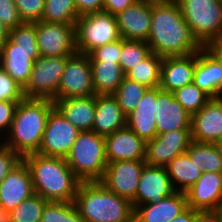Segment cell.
<instances>
[{
	"mask_svg": "<svg viewBox=\"0 0 222 222\" xmlns=\"http://www.w3.org/2000/svg\"><path fill=\"white\" fill-rule=\"evenodd\" d=\"M0 21L10 30L23 23L14 0H0Z\"/></svg>",
	"mask_w": 222,
	"mask_h": 222,
	"instance_id": "obj_42",
	"label": "cell"
},
{
	"mask_svg": "<svg viewBox=\"0 0 222 222\" xmlns=\"http://www.w3.org/2000/svg\"><path fill=\"white\" fill-rule=\"evenodd\" d=\"M173 95L190 115L197 113L211 99L193 82L176 89Z\"/></svg>",
	"mask_w": 222,
	"mask_h": 222,
	"instance_id": "obj_36",
	"label": "cell"
},
{
	"mask_svg": "<svg viewBox=\"0 0 222 222\" xmlns=\"http://www.w3.org/2000/svg\"><path fill=\"white\" fill-rule=\"evenodd\" d=\"M170 181L178 192H185L202 176V166L190 159L187 152L177 155L165 166Z\"/></svg>",
	"mask_w": 222,
	"mask_h": 222,
	"instance_id": "obj_29",
	"label": "cell"
},
{
	"mask_svg": "<svg viewBox=\"0 0 222 222\" xmlns=\"http://www.w3.org/2000/svg\"><path fill=\"white\" fill-rule=\"evenodd\" d=\"M218 145H219V147H220V149L222 151V140L218 143Z\"/></svg>",
	"mask_w": 222,
	"mask_h": 222,
	"instance_id": "obj_52",
	"label": "cell"
},
{
	"mask_svg": "<svg viewBox=\"0 0 222 222\" xmlns=\"http://www.w3.org/2000/svg\"><path fill=\"white\" fill-rule=\"evenodd\" d=\"M193 83L211 98L222 97V64L206 47L196 52Z\"/></svg>",
	"mask_w": 222,
	"mask_h": 222,
	"instance_id": "obj_23",
	"label": "cell"
},
{
	"mask_svg": "<svg viewBox=\"0 0 222 222\" xmlns=\"http://www.w3.org/2000/svg\"><path fill=\"white\" fill-rule=\"evenodd\" d=\"M163 57L151 53L137 66L131 68L125 77L137 81L147 87H156L160 85L161 66Z\"/></svg>",
	"mask_w": 222,
	"mask_h": 222,
	"instance_id": "obj_31",
	"label": "cell"
},
{
	"mask_svg": "<svg viewBox=\"0 0 222 222\" xmlns=\"http://www.w3.org/2000/svg\"><path fill=\"white\" fill-rule=\"evenodd\" d=\"M145 161L123 160L108 163L99 181L111 192L129 201L135 199Z\"/></svg>",
	"mask_w": 222,
	"mask_h": 222,
	"instance_id": "obj_14",
	"label": "cell"
},
{
	"mask_svg": "<svg viewBox=\"0 0 222 222\" xmlns=\"http://www.w3.org/2000/svg\"><path fill=\"white\" fill-rule=\"evenodd\" d=\"M19 102L20 101L0 100V135H3L2 138L5 137L11 127L14 113Z\"/></svg>",
	"mask_w": 222,
	"mask_h": 222,
	"instance_id": "obj_43",
	"label": "cell"
},
{
	"mask_svg": "<svg viewBox=\"0 0 222 222\" xmlns=\"http://www.w3.org/2000/svg\"><path fill=\"white\" fill-rule=\"evenodd\" d=\"M137 0H104L103 10L113 15L132 6Z\"/></svg>",
	"mask_w": 222,
	"mask_h": 222,
	"instance_id": "obj_45",
	"label": "cell"
},
{
	"mask_svg": "<svg viewBox=\"0 0 222 222\" xmlns=\"http://www.w3.org/2000/svg\"><path fill=\"white\" fill-rule=\"evenodd\" d=\"M198 222H220V220L213 212H206L199 217Z\"/></svg>",
	"mask_w": 222,
	"mask_h": 222,
	"instance_id": "obj_49",
	"label": "cell"
},
{
	"mask_svg": "<svg viewBox=\"0 0 222 222\" xmlns=\"http://www.w3.org/2000/svg\"><path fill=\"white\" fill-rule=\"evenodd\" d=\"M10 29L0 21V49L9 39Z\"/></svg>",
	"mask_w": 222,
	"mask_h": 222,
	"instance_id": "obj_48",
	"label": "cell"
},
{
	"mask_svg": "<svg viewBox=\"0 0 222 222\" xmlns=\"http://www.w3.org/2000/svg\"><path fill=\"white\" fill-rule=\"evenodd\" d=\"M196 52L183 56L163 57L161 66L160 89L174 92L193 82Z\"/></svg>",
	"mask_w": 222,
	"mask_h": 222,
	"instance_id": "obj_24",
	"label": "cell"
},
{
	"mask_svg": "<svg viewBox=\"0 0 222 222\" xmlns=\"http://www.w3.org/2000/svg\"><path fill=\"white\" fill-rule=\"evenodd\" d=\"M36 35L40 56H71L77 53L74 24L38 21Z\"/></svg>",
	"mask_w": 222,
	"mask_h": 222,
	"instance_id": "obj_11",
	"label": "cell"
},
{
	"mask_svg": "<svg viewBox=\"0 0 222 222\" xmlns=\"http://www.w3.org/2000/svg\"><path fill=\"white\" fill-rule=\"evenodd\" d=\"M148 87L124 77L116 92L113 94L125 116L130 114L136 107L137 103L143 97Z\"/></svg>",
	"mask_w": 222,
	"mask_h": 222,
	"instance_id": "obj_34",
	"label": "cell"
},
{
	"mask_svg": "<svg viewBox=\"0 0 222 222\" xmlns=\"http://www.w3.org/2000/svg\"><path fill=\"white\" fill-rule=\"evenodd\" d=\"M75 37L77 52L87 55L97 47L121 39L116 16L104 10L79 16Z\"/></svg>",
	"mask_w": 222,
	"mask_h": 222,
	"instance_id": "obj_8",
	"label": "cell"
},
{
	"mask_svg": "<svg viewBox=\"0 0 222 222\" xmlns=\"http://www.w3.org/2000/svg\"><path fill=\"white\" fill-rule=\"evenodd\" d=\"M190 132L195 142L218 144L222 140V97L211 98L191 115Z\"/></svg>",
	"mask_w": 222,
	"mask_h": 222,
	"instance_id": "obj_16",
	"label": "cell"
},
{
	"mask_svg": "<svg viewBox=\"0 0 222 222\" xmlns=\"http://www.w3.org/2000/svg\"><path fill=\"white\" fill-rule=\"evenodd\" d=\"M54 106L80 131H92L95 116V95L56 99Z\"/></svg>",
	"mask_w": 222,
	"mask_h": 222,
	"instance_id": "obj_27",
	"label": "cell"
},
{
	"mask_svg": "<svg viewBox=\"0 0 222 222\" xmlns=\"http://www.w3.org/2000/svg\"><path fill=\"white\" fill-rule=\"evenodd\" d=\"M150 46L142 40H126L121 38V52L119 64L126 74L151 54Z\"/></svg>",
	"mask_w": 222,
	"mask_h": 222,
	"instance_id": "obj_33",
	"label": "cell"
},
{
	"mask_svg": "<svg viewBox=\"0 0 222 222\" xmlns=\"http://www.w3.org/2000/svg\"><path fill=\"white\" fill-rule=\"evenodd\" d=\"M126 127L123 114L114 95H95V116L92 131L107 136Z\"/></svg>",
	"mask_w": 222,
	"mask_h": 222,
	"instance_id": "obj_26",
	"label": "cell"
},
{
	"mask_svg": "<svg viewBox=\"0 0 222 222\" xmlns=\"http://www.w3.org/2000/svg\"><path fill=\"white\" fill-rule=\"evenodd\" d=\"M188 208L185 192H176L156 204L134 206V222H169Z\"/></svg>",
	"mask_w": 222,
	"mask_h": 222,
	"instance_id": "obj_25",
	"label": "cell"
},
{
	"mask_svg": "<svg viewBox=\"0 0 222 222\" xmlns=\"http://www.w3.org/2000/svg\"><path fill=\"white\" fill-rule=\"evenodd\" d=\"M177 190L170 181L165 167L145 165L142 169L137 193L132 205L156 204L164 197L174 195Z\"/></svg>",
	"mask_w": 222,
	"mask_h": 222,
	"instance_id": "obj_15",
	"label": "cell"
},
{
	"mask_svg": "<svg viewBox=\"0 0 222 222\" xmlns=\"http://www.w3.org/2000/svg\"><path fill=\"white\" fill-rule=\"evenodd\" d=\"M22 22L41 21L45 0H14Z\"/></svg>",
	"mask_w": 222,
	"mask_h": 222,
	"instance_id": "obj_38",
	"label": "cell"
},
{
	"mask_svg": "<svg viewBox=\"0 0 222 222\" xmlns=\"http://www.w3.org/2000/svg\"><path fill=\"white\" fill-rule=\"evenodd\" d=\"M107 163L123 160L145 161L146 142L128 127L104 137Z\"/></svg>",
	"mask_w": 222,
	"mask_h": 222,
	"instance_id": "obj_20",
	"label": "cell"
},
{
	"mask_svg": "<svg viewBox=\"0 0 222 222\" xmlns=\"http://www.w3.org/2000/svg\"><path fill=\"white\" fill-rule=\"evenodd\" d=\"M93 95L95 91L92 84L90 57L77 52L67 58L58 87V99Z\"/></svg>",
	"mask_w": 222,
	"mask_h": 222,
	"instance_id": "obj_10",
	"label": "cell"
},
{
	"mask_svg": "<svg viewBox=\"0 0 222 222\" xmlns=\"http://www.w3.org/2000/svg\"><path fill=\"white\" fill-rule=\"evenodd\" d=\"M147 44L160 57L188 55L203 47L193 36L175 0H151Z\"/></svg>",
	"mask_w": 222,
	"mask_h": 222,
	"instance_id": "obj_1",
	"label": "cell"
},
{
	"mask_svg": "<svg viewBox=\"0 0 222 222\" xmlns=\"http://www.w3.org/2000/svg\"><path fill=\"white\" fill-rule=\"evenodd\" d=\"M40 222H85L74 202H48Z\"/></svg>",
	"mask_w": 222,
	"mask_h": 222,
	"instance_id": "obj_37",
	"label": "cell"
},
{
	"mask_svg": "<svg viewBox=\"0 0 222 222\" xmlns=\"http://www.w3.org/2000/svg\"><path fill=\"white\" fill-rule=\"evenodd\" d=\"M160 91L159 86L148 87L137 103V107L126 116V127L145 142L152 140L157 135L154 112L155 99Z\"/></svg>",
	"mask_w": 222,
	"mask_h": 222,
	"instance_id": "obj_22",
	"label": "cell"
},
{
	"mask_svg": "<svg viewBox=\"0 0 222 222\" xmlns=\"http://www.w3.org/2000/svg\"><path fill=\"white\" fill-rule=\"evenodd\" d=\"M213 213L220 220V222H222V206L217 211H214Z\"/></svg>",
	"mask_w": 222,
	"mask_h": 222,
	"instance_id": "obj_51",
	"label": "cell"
},
{
	"mask_svg": "<svg viewBox=\"0 0 222 222\" xmlns=\"http://www.w3.org/2000/svg\"><path fill=\"white\" fill-rule=\"evenodd\" d=\"M23 158L10 147L0 144V183L21 162Z\"/></svg>",
	"mask_w": 222,
	"mask_h": 222,
	"instance_id": "obj_40",
	"label": "cell"
},
{
	"mask_svg": "<svg viewBox=\"0 0 222 222\" xmlns=\"http://www.w3.org/2000/svg\"><path fill=\"white\" fill-rule=\"evenodd\" d=\"M90 64L95 95H113L125 77L121 65L102 60H90Z\"/></svg>",
	"mask_w": 222,
	"mask_h": 222,
	"instance_id": "obj_28",
	"label": "cell"
},
{
	"mask_svg": "<svg viewBox=\"0 0 222 222\" xmlns=\"http://www.w3.org/2000/svg\"><path fill=\"white\" fill-rule=\"evenodd\" d=\"M203 172H222V151L216 143L191 141L186 151Z\"/></svg>",
	"mask_w": 222,
	"mask_h": 222,
	"instance_id": "obj_30",
	"label": "cell"
},
{
	"mask_svg": "<svg viewBox=\"0 0 222 222\" xmlns=\"http://www.w3.org/2000/svg\"><path fill=\"white\" fill-rule=\"evenodd\" d=\"M23 161L30 170L35 194L48 202H74L81 181L65 158L33 153Z\"/></svg>",
	"mask_w": 222,
	"mask_h": 222,
	"instance_id": "obj_2",
	"label": "cell"
},
{
	"mask_svg": "<svg viewBox=\"0 0 222 222\" xmlns=\"http://www.w3.org/2000/svg\"><path fill=\"white\" fill-rule=\"evenodd\" d=\"M78 18L74 0H45L41 21L75 25Z\"/></svg>",
	"mask_w": 222,
	"mask_h": 222,
	"instance_id": "obj_32",
	"label": "cell"
},
{
	"mask_svg": "<svg viewBox=\"0 0 222 222\" xmlns=\"http://www.w3.org/2000/svg\"><path fill=\"white\" fill-rule=\"evenodd\" d=\"M38 57L36 22H23L10 30L9 39L0 49V67L23 88Z\"/></svg>",
	"mask_w": 222,
	"mask_h": 222,
	"instance_id": "obj_5",
	"label": "cell"
},
{
	"mask_svg": "<svg viewBox=\"0 0 222 222\" xmlns=\"http://www.w3.org/2000/svg\"><path fill=\"white\" fill-rule=\"evenodd\" d=\"M157 135L178 129H190L191 115L174 98L173 92L161 90L155 99Z\"/></svg>",
	"mask_w": 222,
	"mask_h": 222,
	"instance_id": "obj_21",
	"label": "cell"
},
{
	"mask_svg": "<svg viewBox=\"0 0 222 222\" xmlns=\"http://www.w3.org/2000/svg\"><path fill=\"white\" fill-rule=\"evenodd\" d=\"M47 203L46 199L34 194L9 212L10 222H40Z\"/></svg>",
	"mask_w": 222,
	"mask_h": 222,
	"instance_id": "obj_35",
	"label": "cell"
},
{
	"mask_svg": "<svg viewBox=\"0 0 222 222\" xmlns=\"http://www.w3.org/2000/svg\"><path fill=\"white\" fill-rule=\"evenodd\" d=\"M115 16L121 38L147 42L151 27V0H137Z\"/></svg>",
	"mask_w": 222,
	"mask_h": 222,
	"instance_id": "obj_19",
	"label": "cell"
},
{
	"mask_svg": "<svg viewBox=\"0 0 222 222\" xmlns=\"http://www.w3.org/2000/svg\"><path fill=\"white\" fill-rule=\"evenodd\" d=\"M0 222H10L9 212L0 207Z\"/></svg>",
	"mask_w": 222,
	"mask_h": 222,
	"instance_id": "obj_50",
	"label": "cell"
},
{
	"mask_svg": "<svg viewBox=\"0 0 222 222\" xmlns=\"http://www.w3.org/2000/svg\"><path fill=\"white\" fill-rule=\"evenodd\" d=\"M206 48L217 57L222 64V37L211 41Z\"/></svg>",
	"mask_w": 222,
	"mask_h": 222,
	"instance_id": "obj_47",
	"label": "cell"
},
{
	"mask_svg": "<svg viewBox=\"0 0 222 222\" xmlns=\"http://www.w3.org/2000/svg\"><path fill=\"white\" fill-rule=\"evenodd\" d=\"M65 159L81 182L100 181L108 165L104 136L81 131Z\"/></svg>",
	"mask_w": 222,
	"mask_h": 222,
	"instance_id": "obj_6",
	"label": "cell"
},
{
	"mask_svg": "<svg viewBox=\"0 0 222 222\" xmlns=\"http://www.w3.org/2000/svg\"><path fill=\"white\" fill-rule=\"evenodd\" d=\"M74 204L85 222H134L132 202L99 181L80 182Z\"/></svg>",
	"mask_w": 222,
	"mask_h": 222,
	"instance_id": "obj_4",
	"label": "cell"
},
{
	"mask_svg": "<svg viewBox=\"0 0 222 222\" xmlns=\"http://www.w3.org/2000/svg\"><path fill=\"white\" fill-rule=\"evenodd\" d=\"M34 194L30 170L22 161L0 183V207L11 212Z\"/></svg>",
	"mask_w": 222,
	"mask_h": 222,
	"instance_id": "obj_18",
	"label": "cell"
},
{
	"mask_svg": "<svg viewBox=\"0 0 222 222\" xmlns=\"http://www.w3.org/2000/svg\"><path fill=\"white\" fill-rule=\"evenodd\" d=\"M24 98L22 86L0 67V100L21 101Z\"/></svg>",
	"mask_w": 222,
	"mask_h": 222,
	"instance_id": "obj_39",
	"label": "cell"
},
{
	"mask_svg": "<svg viewBox=\"0 0 222 222\" xmlns=\"http://www.w3.org/2000/svg\"><path fill=\"white\" fill-rule=\"evenodd\" d=\"M80 132L54 108L48 116L42 142L37 153L66 158Z\"/></svg>",
	"mask_w": 222,
	"mask_h": 222,
	"instance_id": "obj_12",
	"label": "cell"
},
{
	"mask_svg": "<svg viewBox=\"0 0 222 222\" xmlns=\"http://www.w3.org/2000/svg\"><path fill=\"white\" fill-rule=\"evenodd\" d=\"M69 56L38 57L33 64L27 84L23 87L25 98L58 99V87Z\"/></svg>",
	"mask_w": 222,
	"mask_h": 222,
	"instance_id": "obj_9",
	"label": "cell"
},
{
	"mask_svg": "<svg viewBox=\"0 0 222 222\" xmlns=\"http://www.w3.org/2000/svg\"><path fill=\"white\" fill-rule=\"evenodd\" d=\"M54 108V101L50 99H22L16 107L11 127L2 143L22 158L37 153L48 116Z\"/></svg>",
	"mask_w": 222,
	"mask_h": 222,
	"instance_id": "obj_3",
	"label": "cell"
},
{
	"mask_svg": "<svg viewBox=\"0 0 222 222\" xmlns=\"http://www.w3.org/2000/svg\"><path fill=\"white\" fill-rule=\"evenodd\" d=\"M197 41L206 47L222 37L220 0H175Z\"/></svg>",
	"mask_w": 222,
	"mask_h": 222,
	"instance_id": "obj_7",
	"label": "cell"
},
{
	"mask_svg": "<svg viewBox=\"0 0 222 222\" xmlns=\"http://www.w3.org/2000/svg\"><path fill=\"white\" fill-rule=\"evenodd\" d=\"M79 16L103 10L104 0H74Z\"/></svg>",
	"mask_w": 222,
	"mask_h": 222,
	"instance_id": "obj_44",
	"label": "cell"
},
{
	"mask_svg": "<svg viewBox=\"0 0 222 222\" xmlns=\"http://www.w3.org/2000/svg\"><path fill=\"white\" fill-rule=\"evenodd\" d=\"M185 195L189 208L204 213L217 211L222 206V172H203Z\"/></svg>",
	"mask_w": 222,
	"mask_h": 222,
	"instance_id": "obj_17",
	"label": "cell"
},
{
	"mask_svg": "<svg viewBox=\"0 0 222 222\" xmlns=\"http://www.w3.org/2000/svg\"><path fill=\"white\" fill-rule=\"evenodd\" d=\"M204 212L195 210L192 208H187L185 211H183L181 214H179L177 217L173 218L169 222H198L199 217Z\"/></svg>",
	"mask_w": 222,
	"mask_h": 222,
	"instance_id": "obj_46",
	"label": "cell"
},
{
	"mask_svg": "<svg viewBox=\"0 0 222 222\" xmlns=\"http://www.w3.org/2000/svg\"><path fill=\"white\" fill-rule=\"evenodd\" d=\"M121 52V39L108 43L104 46L97 47L88 55L90 60H102L105 62L119 63V56Z\"/></svg>",
	"mask_w": 222,
	"mask_h": 222,
	"instance_id": "obj_41",
	"label": "cell"
},
{
	"mask_svg": "<svg viewBox=\"0 0 222 222\" xmlns=\"http://www.w3.org/2000/svg\"><path fill=\"white\" fill-rule=\"evenodd\" d=\"M191 141L190 129L172 130L156 135L146 142V165L165 167L177 155L186 152Z\"/></svg>",
	"mask_w": 222,
	"mask_h": 222,
	"instance_id": "obj_13",
	"label": "cell"
}]
</instances>
